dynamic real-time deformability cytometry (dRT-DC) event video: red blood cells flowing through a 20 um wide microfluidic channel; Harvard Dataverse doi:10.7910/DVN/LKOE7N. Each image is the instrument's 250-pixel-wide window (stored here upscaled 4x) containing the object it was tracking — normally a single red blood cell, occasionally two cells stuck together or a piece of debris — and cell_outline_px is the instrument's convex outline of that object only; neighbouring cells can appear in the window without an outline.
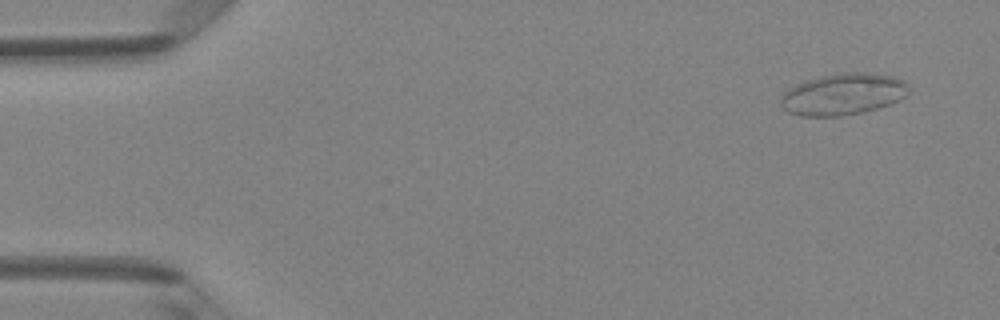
{"species": "Egyptian fruit bat (a non-hibernating species)", "species_latin": "Rousettus aegyptiacus", "temperature_condition": "room temperature", "stored_images_in_passage": 4, "camera_frame_rate_fps": 3000, "um_per_image_px": 0.085, "animal": {"sex": "female"}, "frame": {"image": 1, "passage_image": 1, "time_ms": 0.0, "image_size_px": [1000, 320], "cell_outline_px": [[908, 92], [900, 100], [876, 108], [860, 112], [840, 116], [800, 116], [788, 112], [780, 108], [780, 96], [788, 88], [796, 84], [808, 80], [824, 76], [844, 72], [864, 72], [892, 76], [904, 80], [908, 84]], "centroid_in_image_um": [71.62, 8.01], "position_along_channel_um": 13.4, "area_um2": 30.92}}